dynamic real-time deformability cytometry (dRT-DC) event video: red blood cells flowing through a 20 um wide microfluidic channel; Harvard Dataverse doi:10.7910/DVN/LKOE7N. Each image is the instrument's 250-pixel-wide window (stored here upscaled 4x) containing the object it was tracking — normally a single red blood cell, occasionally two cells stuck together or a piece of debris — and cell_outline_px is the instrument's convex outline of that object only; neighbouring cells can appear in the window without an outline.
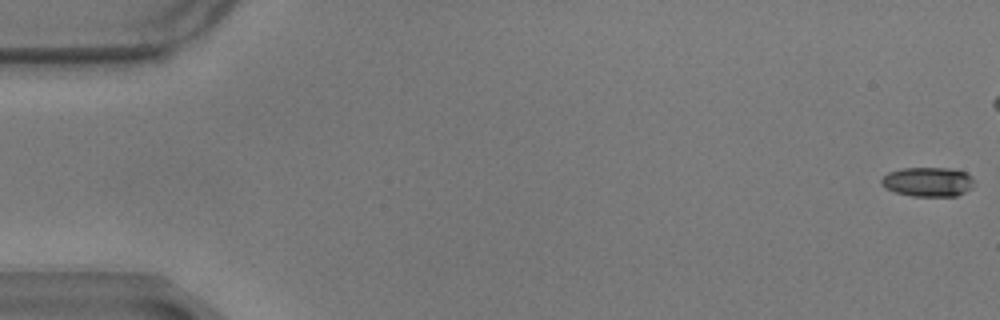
{"species": "common noctule bat (a hibernating species)", "species_latin": "Nyctalus noctula", "temperature_condition": "warm", "stored_images_in_passage": 48, "camera_frame_rate_fps": 3000, "um_per_image_px": 0.085, "animal": {"sex": "male", "body_mass_g": 17.9}, "frame": {"image": 1, "passage_image": 1, "time_ms": 0.0, "image_size_px": [1000, 320], "cell_outline_px": [[972, 188], [956, 196], [912, 196], [896, 192], [884, 188], [880, 184], [880, 180], [888, 172], [900, 168], [952, 168], [964, 172], [972, 176]], "centroid_in_image_um": [78.84, 15.45], "position_along_channel_um": 6.2, "area_um2": 15.95}}
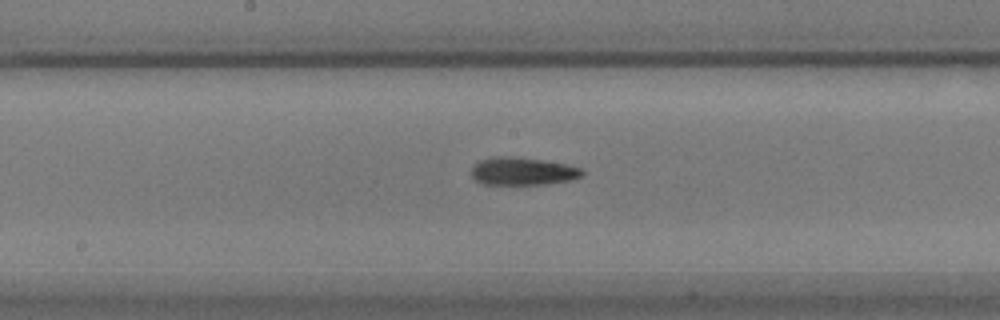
{"frame": {"image": 2, "passage_image": 31, "time_ms": 10.0, "image_size_px": [1000, 320], "cell_outline_px": [[584, 176], [568, 180], [548, 184], [480, 184], [472, 176], [472, 164], [480, 160], [492, 156], [512, 156], [568, 164], [580, 168], [584, 172]], "centroid_in_image_um": [44.4, 14.55], "position_along_channel_um": 203.8, "area_um2": 18.03}}
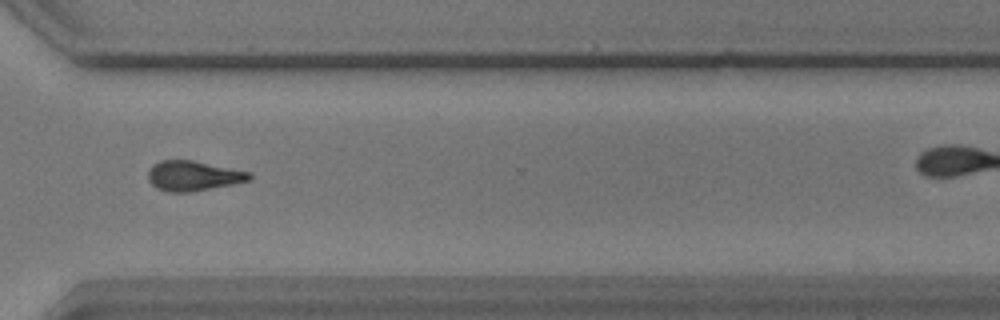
{"frame": {"image": 3, "passage_image": 44, "time_ms": 14.333, "image_size_px": [1000, 320], "cell_outline_px": [[252, 180], [232, 184], [188, 192], [168, 192], [156, 188], [148, 180], [148, 172], [152, 164], [160, 160], [192, 160], [252, 172]], "centroid_in_image_um": [16.42, 14.94], "position_along_channel_um": 354.2, "area_um2": 17.74}}